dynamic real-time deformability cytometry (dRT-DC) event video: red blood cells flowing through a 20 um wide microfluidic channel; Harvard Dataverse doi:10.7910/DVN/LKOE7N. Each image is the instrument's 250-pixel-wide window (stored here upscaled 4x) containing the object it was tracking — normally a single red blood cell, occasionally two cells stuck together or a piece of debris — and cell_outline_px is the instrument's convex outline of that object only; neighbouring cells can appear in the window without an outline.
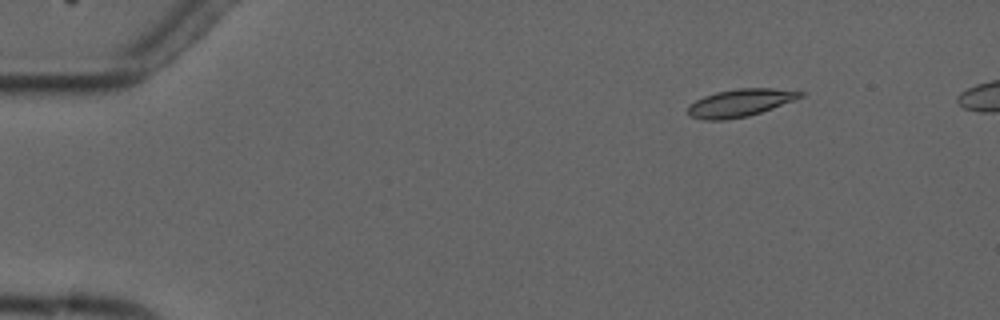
{"species": "common noctule bat (a hibernating species)", "species_latin": "Nyctalus noctula", "temperature_condition": "cold", "stored_images_in_passage": 9, "camera_frame_rate_fps": 3000, "um_per_image_px": 0.085, "animal": {"sex": "male", "forearm_length_mm": 52.5}, "frame": {"image": 1, "passage_image": 2, "time_ms": 2.0, "image_size_px": [1000, 320], "cell_outline_px": [[804, 96], [772, 108], [748, 116], [724, 120], [704, 120], [688, 116], [688, 104], [704, 96], [716, 92], [736, 88], [772, 88], [804, 92]], "centroid_in_image_um": [62.87, 8.74], "position_along_channel_um": 22.1, "area_um2": 18.03}}
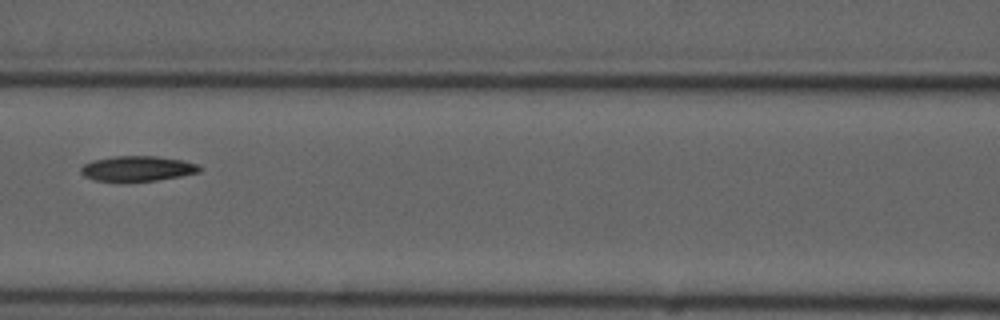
{"frame": {"image": 2, "passage_image": 7, "time_ms": 8.0, "image_size_px": [1000, 320], "cell_outline_px": [[204, 168], [200, 172], [180, 176], [156, 180], [128, 184], [96, 180], [84, 176], [80, 172], [80, 168], [84, 164], [92, 160], [112, 156], [156, 156], [184, 160], [196, 164]], "centroid_in_image_um": [11.66, 14.35], "position_along_channel_um": 154.9, "area_um2": 18.09}}
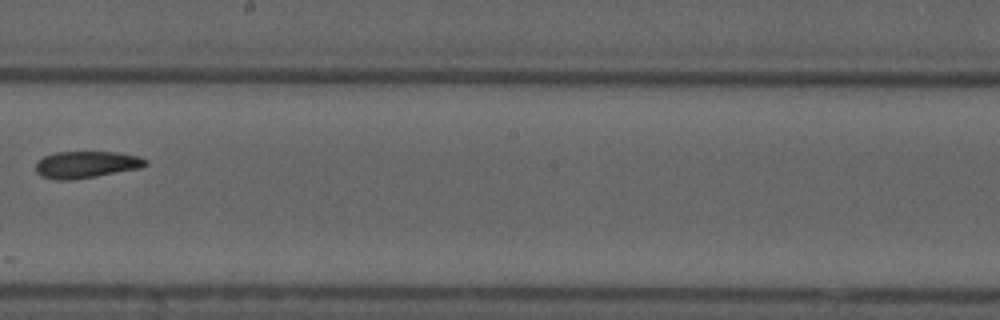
{"frame": {"image": 3, "passage_image": 9, "time_ms": 10.333, "image_size_px": [1000, 320], "cell_outline_px": [[148, 164], [140, 168], [96, 176], [72, 180], [56, 180], [40, 176], [36, 172], [36, 164], [44, 156], [56, 152], [116, 152], [140, 156], [148, 160]], "centroid_in_image_um": [7.35, 13.99], "position_along_channel_um": 240.9, "area_um2": 17.22}}